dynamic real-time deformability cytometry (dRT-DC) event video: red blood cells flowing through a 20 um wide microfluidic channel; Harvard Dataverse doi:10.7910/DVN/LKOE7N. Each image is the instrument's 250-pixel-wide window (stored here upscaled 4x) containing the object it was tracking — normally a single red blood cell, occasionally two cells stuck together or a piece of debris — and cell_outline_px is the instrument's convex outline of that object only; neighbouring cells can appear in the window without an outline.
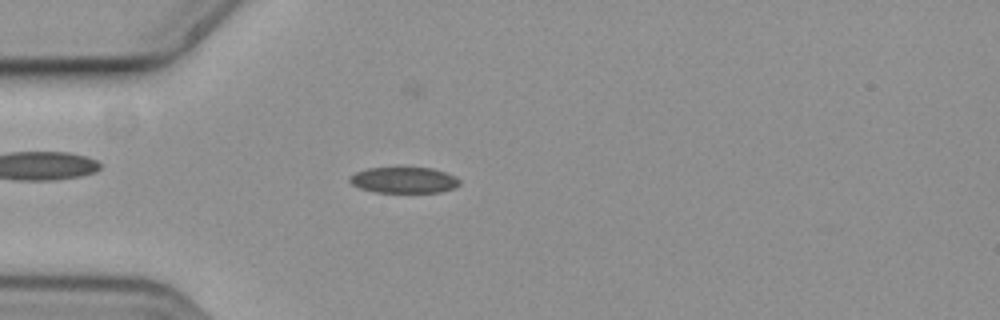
{"species": "common noctule bat (a hibernating species)", "species_latin": "Nyctalus noctula", "temperature_condition": "cold", "stored_images_in_passage": 52, "camera_frame_rate_fps": 3000, "um_per_image_px": 0.085, "animal": {"sex": "female", "body_mass_g": 19.3, "forearm_length_mm": 54.1}, "frame": {"image": 1, "passage_image": 11, "time_ms": 3.333, "image_size_px": [1000, 320], "cell_outline_px": [[460, 184], [452, 188], [440, 192], [376, 192], [360, 188], [352, 184], [348, 180], [348, 176], [356, 172], [368, 168], [432, 168], [456, 176], [460, 180]], "centroid_in_image_um": [34.32, 15.3], "position_along_channel_um": 50.7, "area_um2": 16.53}}
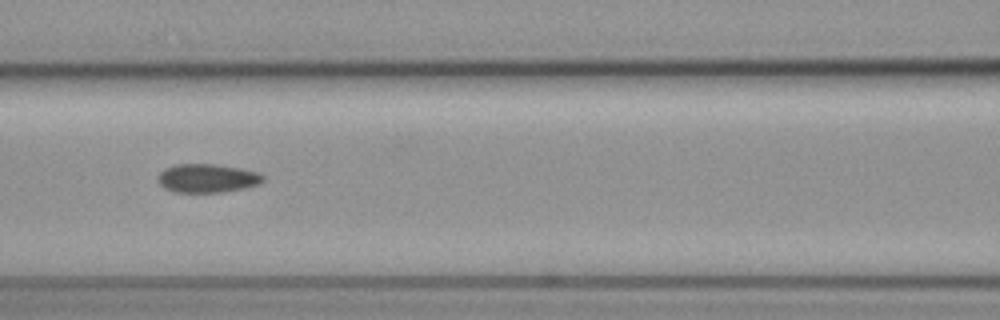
{"frame": {"image": 2, "passage_image": 20, "time_ms": 6.333, "image_size_px": [1000, 320], "cell_outline_px": [[264, 180], [260, 184], [244, 188], [224, 192], [172, 192], [164, 188], [160, 184], [156, 176], [164, 168], [176, 164], [216, 164], [240, 168], [256, 172], [264, 176]], "centroid_in_image_um": [17.59, 15.15], "position_along_channel_um": 149.0, "area_um2": 17.69}}
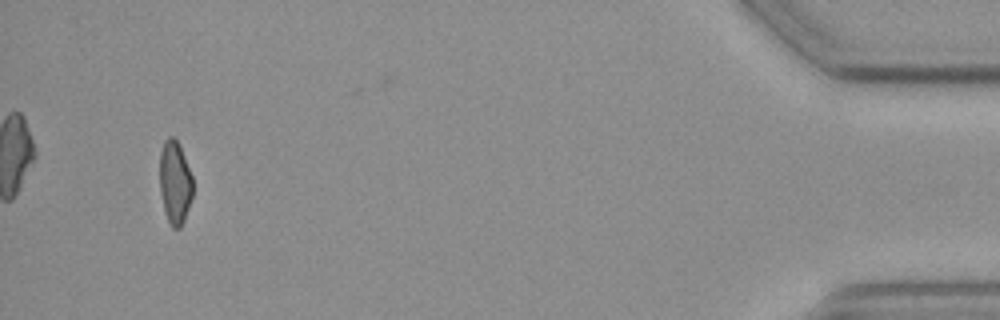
{"frame": {"image": 3, "passage_image": 49, "time_ms": 16.0, "image_size_px": [1000, 320], "cell_outline_px": [[192, 196], [184, 220], [180, 228], [172, 228], [164, 212], [160, 192], [160, 152], [164, 140], [168, 136], [172, 136], [176, 140], [184, 156], [192, 176]], "centroid_in_image_um": [14.85, 15.51], "position_along_channel_um": 420.4, "area_um2": 15.95}, "authors_computed_cell_mechanics": {"area_um2": 17.3111, "velocity_mm_per_s": 3.6598, "shape_relaxation_time_tau1_ms": null, "shape_relaxation_time_tau2_ms": 4.1735, "deformation_change_tau1": null, "deformation_change_tau2": 0.1031}}